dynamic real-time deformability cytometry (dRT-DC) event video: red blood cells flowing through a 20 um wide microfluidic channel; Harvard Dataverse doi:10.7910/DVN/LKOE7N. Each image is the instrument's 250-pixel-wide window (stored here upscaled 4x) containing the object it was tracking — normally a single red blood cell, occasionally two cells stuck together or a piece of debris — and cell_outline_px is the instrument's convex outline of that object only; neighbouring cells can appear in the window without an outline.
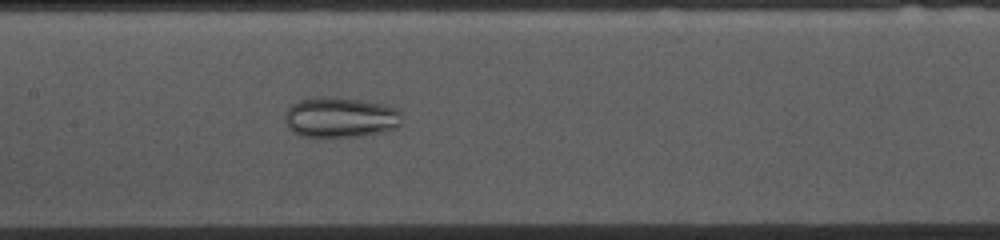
{"species": "common noctule bat (a hibernating species)", "species_latin": "Nyctalus noctula", "temperature_condition": "cold", "stored_images_in_passage": 46, "camera_frame_rate_fps": 3000, "um_per_image_px": 0.085, "animal": {"sex": "female", "body_mass_g": 10.0, "forearm_length_mm": 53.1}, "frame": {"image": 1, "passage_image": 17, "time_ms": 5.333, "image_size_px": [1000, 240], "cell_outline_px": [[400, 124], [396, 128], [384, 132], [364, 136], [300, 136], [292, 132], [288, 128], [284, 120], [284, 116], [288, 108], [292, 104], [300, 100], [328, 96], [336, 96], [388, 104], [396, 108], [400, 112]], "centroid_in_image_um": [28.94, 9.97], "position_along_channel_um": 178.5, "area_um2": 27.8}}
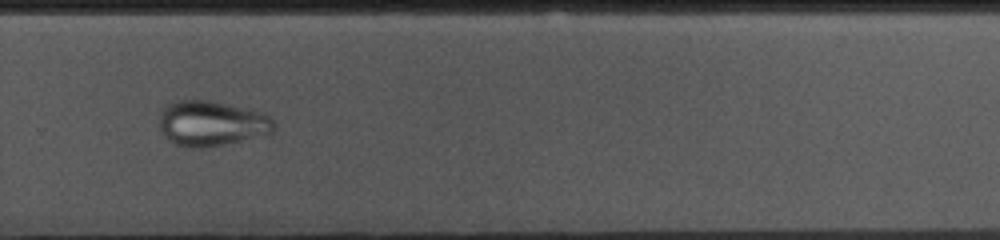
{"frame": {"image": 2, "passage_image": 28, "time_ms": 9.0, "image_size_px": [1000, 240], "cell_outline_px": [[276, 124], [272, 132], [268, 136], [224, 144], [200, 148], [176, 144], [168, 140], [164, 136], [160, 128], [160, 112], [168, 104], [176, 100], [212, 100], [268, 112]], "centroid_in_image_um": [18.07, 10.47], "position_along_channel_um": 311.7, "area_um2": 30.87}}
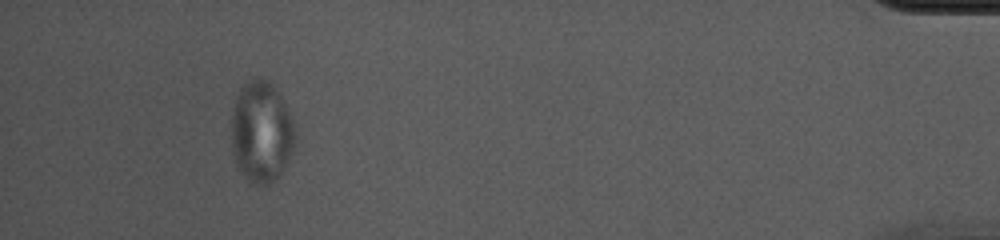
{"frame": {"image": 3, "passage_image": 42, "time_ms": 13.667, "image_size_px": [1000, 240], "cell_outline_px": [[296, 140], [292, 152], [280, 176], [268, 184], [256, 188], [240, 172], [236, 164], [232, 144], [232, 108], [236, 96], [240, 88], [248, 80], [268, 80], [280, 92], [292, 116], [296, 132]], "centroid_in_image_um": [22.24, 11.24], "position_along_channel_um": 413.0, "area_um2": 38.21}}